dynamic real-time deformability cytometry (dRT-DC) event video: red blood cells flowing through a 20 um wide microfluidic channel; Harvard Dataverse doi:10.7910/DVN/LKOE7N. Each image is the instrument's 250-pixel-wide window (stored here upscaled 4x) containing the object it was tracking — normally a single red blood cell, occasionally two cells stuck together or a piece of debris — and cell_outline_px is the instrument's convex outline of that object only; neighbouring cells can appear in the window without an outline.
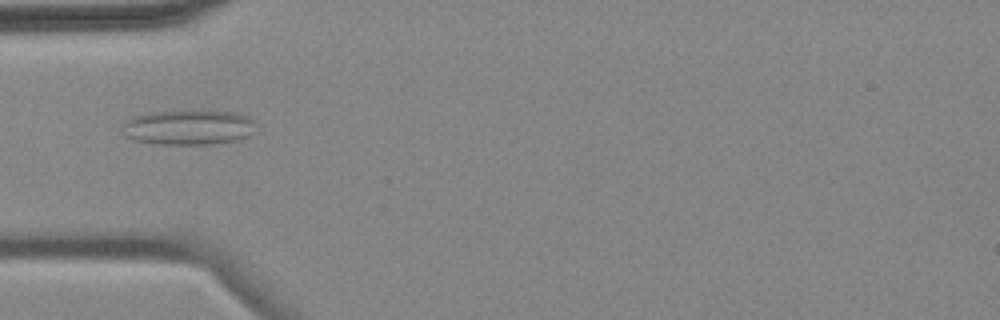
{"species": "common noctule bat (a hibernating species)", "species_latin": "Nyctalus noctula", "temperature_condition": "cold", "stored_images_in_passage": 2, "camera_frame_rate_fps": 3000, "um_per_image_px": 0.085, "animal": {"sex": "female", "body_mass_g": 18.4}, "frame": {"image": 1, "passage_image": 1, "time_ms": 0.0, "image_size_px": [1000, 320], "cell_outline_px": [[256, 120], [252, 132], [248, 136], [236, 140], [212, 144], [156, 144], [136, 140], [124, 136], [120, 132], [120, 124], [124, 120], [132, 116], [152, 112], [196, 108], [200, 108], [236, 112], [248, 116]], "centroid_in_image_um": [15.98, 10.77], "position_along_channel_um": 69.0, "area_um2": 28.5}}